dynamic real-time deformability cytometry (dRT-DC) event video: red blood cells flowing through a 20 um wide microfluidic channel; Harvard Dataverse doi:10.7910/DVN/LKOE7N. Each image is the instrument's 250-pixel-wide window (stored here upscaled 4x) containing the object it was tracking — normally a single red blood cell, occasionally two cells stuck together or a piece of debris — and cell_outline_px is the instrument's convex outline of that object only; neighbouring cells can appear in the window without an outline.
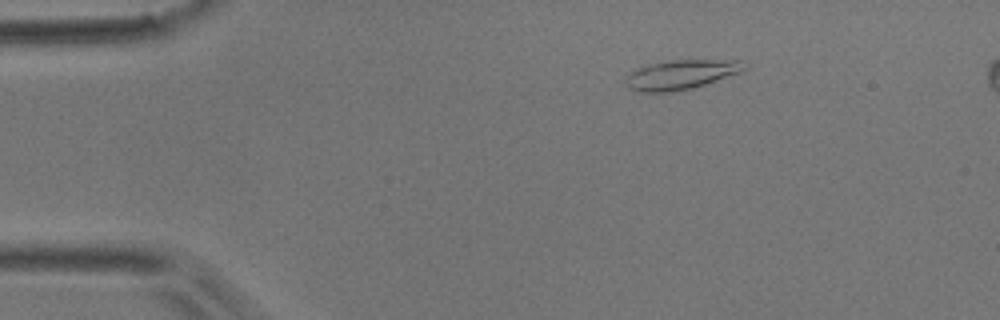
{"species": "common noctule bat (a hibernating species)", "species_latin": "Nyctalus noctula", "temperature_condition": "room temperature", "stored_images_in_passage": 5, "camera_frame_rate_fps": 3000, "um_per_image_px": 0.085, "animal": {"sex": "male", "body_mass_g": 17.9}, "frame": {"image": 1, "passage_image": 5, "time_ms": 4.667, "image_size_px": [1000, 320], "cell_outline_px": [[748, 68], [740, 72], [692, 88], [672, 92], [640, 92], [628, 88], [624, 84], [624, 80], [628, 72], [636, 68], [648, 64], [672, 60], [744, 60]], "centroid_in_image_um": [57.83, 6.34], "position_along_channel_um": 27.2, "area_um2": 20.58}}